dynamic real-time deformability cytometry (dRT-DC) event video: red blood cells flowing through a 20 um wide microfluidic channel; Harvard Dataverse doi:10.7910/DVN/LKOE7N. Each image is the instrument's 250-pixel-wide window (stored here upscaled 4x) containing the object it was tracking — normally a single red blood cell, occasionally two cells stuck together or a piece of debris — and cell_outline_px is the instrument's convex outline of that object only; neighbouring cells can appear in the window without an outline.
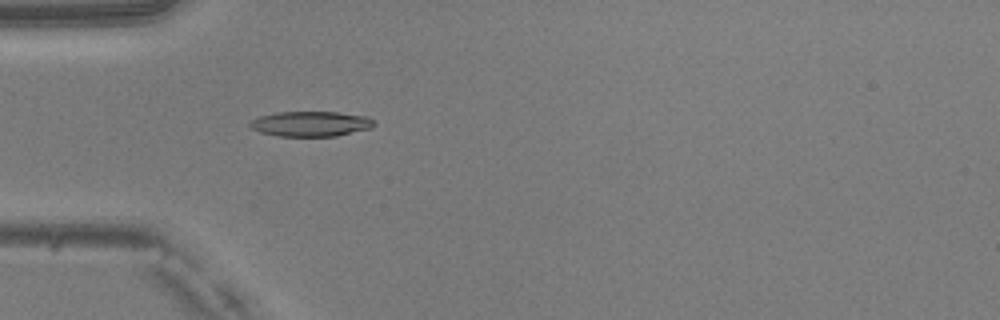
{"species": "common noctule bat (a hibernating species)", "species_latin": "Nyctalus noctula", "temperature_condition": "warm", "stored_images_in_passage": 42, "camera_frame_rate_fps": 3000, "um_per_image_px": 0.085, "animal": {"sex": "male", "body_mass_g": 20.5, "forearm_length_mm": 52.5}, "frame": {"image": 1, "passage_image": 7, "time_ms": 2.0, "image_size_px": [1000, 320], "cell_outline_px": [[376, 124], [372, 128], [336, 136], [276, 136], [260, 132], [252, 128], [248, 124], [252, 120], [260, 116], [280, 112], [336, 112], [368, 116], [376, 120]], "centroid_in_image_um": [26.47, 10.53], "position_along_channel_um": 58.5, "area_um2": 18.26}}
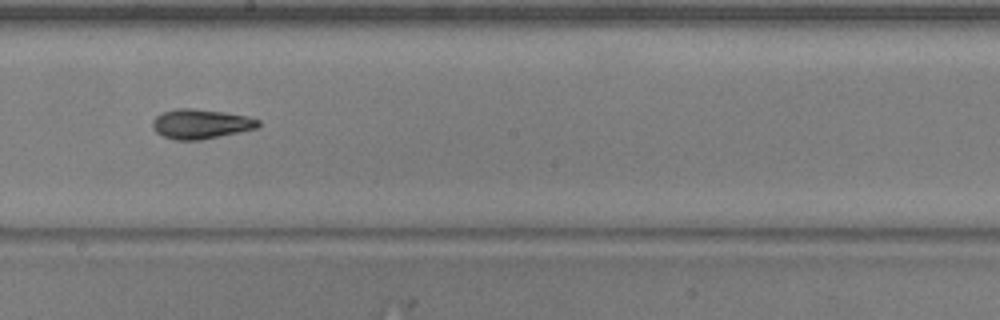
{"frame": {"image": 2, "passage_image": 20, "time_ms": 6.333, "image_size_px": [1000, 320], "cell_outline_px": [[260, 124], [256, 128], [240, 132], [200, 140], [176, 140], [164, 136], [156, 132], [152, 128], [152, 120], [160, 112], [172, 108], [192, 108], [224, 112], [248, 116], [260, 120]], "centroid_in_image_um": [17.03, 10.52], "position_along_channel_um": 231.2, "area_um2": 18.44}}
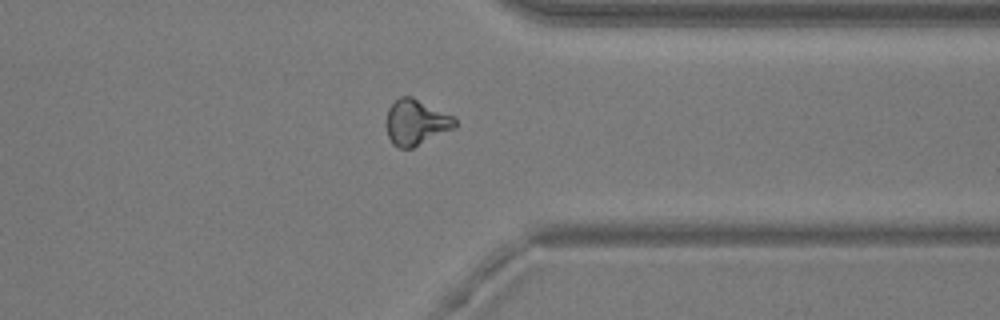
{"frame": {"image": 3, "passage_image": 31, "time_ms": 10.0, "image_size_px": [1000, 320], "cell_outline_px": [[456, 128], [412, 148], [400, 148], [392, 144], [388, 136], [388, 108], [400, 96], [412, 96], [456, 116]], "centroid_in_image_um": [35.42, 10.39], "position_along_channel_um": 376.0, "area_um2": 18.32}, "authors_computed_cell_mechanics": {"area_um2": 17.8313, "velocity_mm_per_s": 4.0584, "shape_relaxation_time_tau1_ms": 6.3546, "shape_relaxation_time_tau2_ms": 4.065, "deformation_change_tau1": 0.2007, "deformation_change_tau2": 0.1147}}